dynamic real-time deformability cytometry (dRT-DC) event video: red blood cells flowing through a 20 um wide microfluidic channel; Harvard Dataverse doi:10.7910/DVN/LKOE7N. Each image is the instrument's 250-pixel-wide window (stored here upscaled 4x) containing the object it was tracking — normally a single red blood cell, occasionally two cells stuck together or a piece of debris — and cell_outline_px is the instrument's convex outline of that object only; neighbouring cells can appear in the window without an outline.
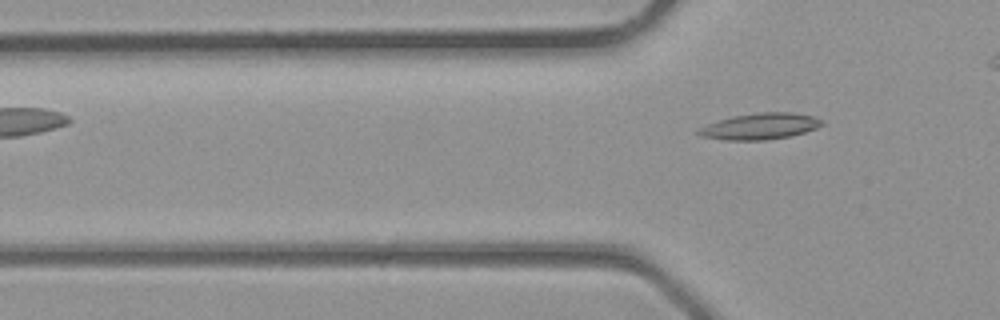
{"species": "common noctule bat (a hibernating species)", "species_latin": "Nyctalus noctula", "temperature_condition": "room temperature", "stored_images_in_passage": 4, "camera_frame_rate_fps": 3000, "um_per_image_px": 0.085, "animal": {"sex": "male", "body_mass_g": 23.1, "forearm_length_mm": 52.7}, "frame": {"image": 1, "passage_image": 4, "time_ms": 1.0, "image_size_px": [1000, 320], "cell_outline_px": [[824, 124], [816, 128], [792, 136], [764, 140], [724, 140], [700, 136], [696, 132], [700, 128], [708, 124], [732, 116], [760, 112], [792, 112], [816, 116], [824, 120]], "centroid_in_image_um": [64.66, 10.73], "position_along_channel_um": 61.1, "area_um2": 18.96}}